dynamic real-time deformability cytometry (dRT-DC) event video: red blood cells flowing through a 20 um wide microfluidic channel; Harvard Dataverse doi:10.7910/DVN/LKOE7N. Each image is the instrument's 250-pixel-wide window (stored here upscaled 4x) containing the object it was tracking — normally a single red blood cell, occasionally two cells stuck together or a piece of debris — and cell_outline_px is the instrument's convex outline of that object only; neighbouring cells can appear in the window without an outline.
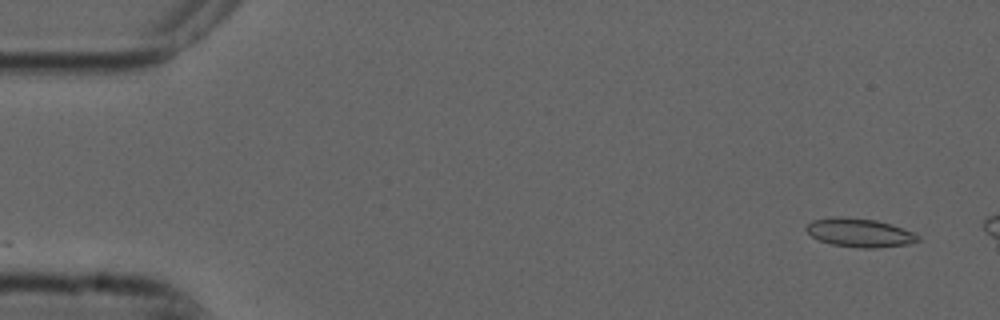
{"species": "common noctule bat (a hibernating species)", "species_latin": "Nyctalus noctula", "temperature_condition": "cold", "stored_images_in_passage": 6, "camera_frame_rate_fps": 3000, "um_per_image_px": 0.085, "animal": {"sex": "male", "forearm_length_mm": 52.5}, "frame": {"image": 1, "passage_image": 1, "time_ms": 0.0, "image_size_px": [1000, 320], "cell_outline_px": [[920, 240], [908, 244], [876, 248], [860, 248], [832, 244], [820, 240], [812, 236], [804, 228], [812, 220], [832, 216], [840, 216], [876, 220], [912, 232], [920, 236]], "centroid_in_image_um": [73.03, 19.77], "position_along_channel_um": 12.0, "area_um2": 18.5}}